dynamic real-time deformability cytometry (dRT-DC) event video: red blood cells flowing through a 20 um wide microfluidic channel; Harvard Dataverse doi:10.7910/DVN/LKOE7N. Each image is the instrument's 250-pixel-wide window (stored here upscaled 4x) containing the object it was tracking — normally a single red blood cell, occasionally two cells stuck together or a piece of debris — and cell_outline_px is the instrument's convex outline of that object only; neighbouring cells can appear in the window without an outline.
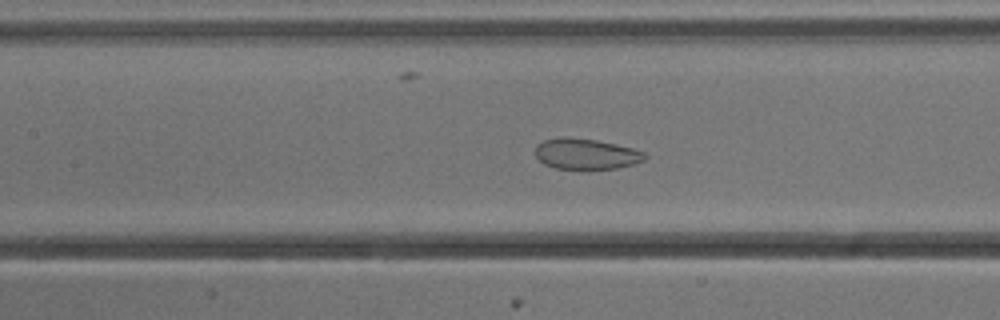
{"species": "common noctule bat (a hibernating species)", "species_latin": "Nyctalus noctula", "temperature_condition": "cold", "stored_images_in_passage": 55, "camera_frame_rate_fps": 3000, "um_per_image_px": 0.085, "animal": {"sex": "male", "body_mass_g": 13.3}, "frame": {"image": 1, "passage_image": 24, "time_ms": 7.667, "image_size_px": [1000, 320], "cell_outline_px": [[648, 156], [644, 160], [632, 164], [616, 168], [588, 172], [556, 168], [544, 164], [536, 156], [536, 144], [544, 140], [564, 136], [568, 136], [596, 140], [616, 144], [632, 148], [644, 152]], "centroid_in_image_um": [49.8, 13.12], "position_along_channel_um": 157.6, "area_um2": 20.29}}
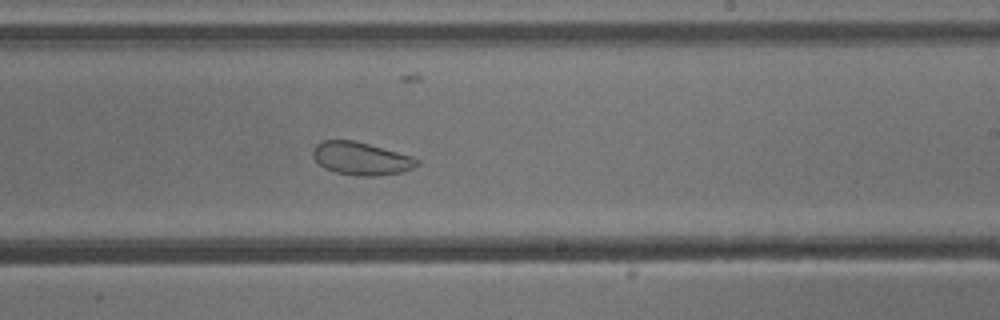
{"frame": {"image": 2, "passage_image": 32, "time_ms": 10.333, "image_size_px": [1000, 320], "cell_outline_px": [[420, 164], [412, 168], [400, 172], [376, 176], [360, 176], [336, 172], [324, 168], [312, 156], [312, 152], [316, 144], [324, 140], [352, 140], [368, 144], [412, 156], [420, 160]], "centroid_in_image_um": [30.69, 13.47], "position_along_channel_um": 258.3, "area_um2": 19.77}}
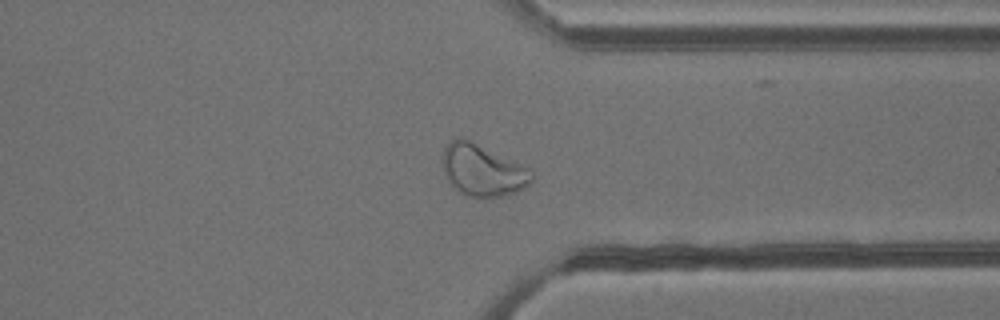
{"frame": {"image": 3, "passage_image": 41, "time_ms": 13.333, "image_size_px": [1000, 320], "cell_outline_px": [[532, 180], [524, 188], [516, 192], [500, 196], [464, 196], [448, 180], [444, 168], [444, 148], [456, 136], [464, 136], [524, 168], [532, 176]], "centroid_in_image_um": [40.95, 14.46], "position_along_channel_um": 370.4, "area_um2": 25.78}, "authors_computed_cell_mechanics": {"area_um2": 26.7614, "velocity_mm_per_s": 3.7924, "shape_relaxation_time_tau1_ms": null, "shape_relaxation_time_tau2_ms": 1.6564, "deformation_change_tau1": null, "deformation_change_tau2": 0.0569}}